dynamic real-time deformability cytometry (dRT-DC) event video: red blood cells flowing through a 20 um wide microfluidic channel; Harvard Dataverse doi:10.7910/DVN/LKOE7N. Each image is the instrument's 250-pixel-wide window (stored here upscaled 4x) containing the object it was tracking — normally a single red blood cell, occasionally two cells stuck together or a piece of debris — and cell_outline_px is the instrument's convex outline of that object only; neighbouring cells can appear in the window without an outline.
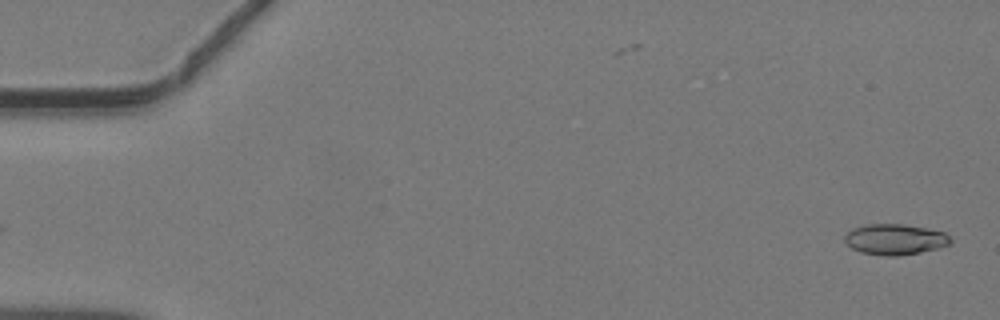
{"species": "common noctule bat (a hibernating species)", "species_latin": "Nyctalus noctula", "temperature_condition": "warm", "stored_images_in_passage": 45, "camera_frame_rate_fps": 3000, "um_per_image_px": 0.085, "animal": {"sex": "male", "body_mass_g": 19.2, "forearm_length_mm": 51.8}, "frame": {"image": 1, "passage_image": 1, "time_ms": 0.0, "image_size_px": [1000, 320], "cell_outline_px": [[952, 244], [920, 252], [900, 256], [884, 256], [860, 252], [852, 248], [844, 240], [844, 236], [852, 228], [868, 224], [904, 224], [944, 232], [952, 240]], "centroid_in_image_um": [76.06, 20.35], "position_along_channel_um": 8.9, "area_um2": 18.9}}
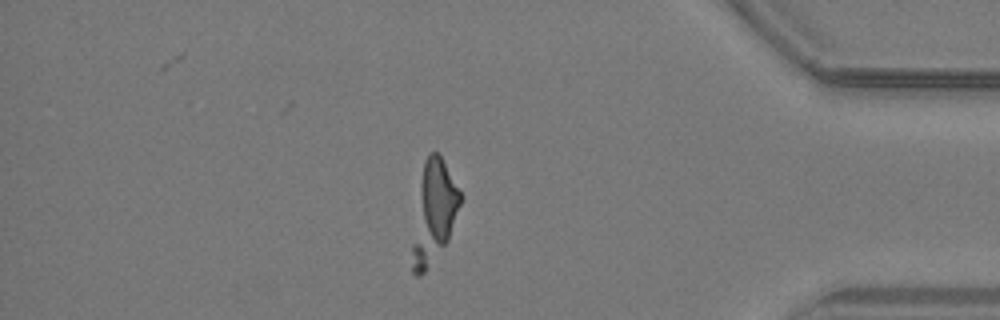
{"frame": {"image": 2, "passage_image": 39, "time_ms": 12.667, "image_size_px": [1000, 320], "cell_outline_px": [[460, 204], [448, 240], [424, 272], [420, 276], [416, 276], [412, 272], [412, 244], [420, 184], [424, 160], [428, 152], [436, 152], [440, 156], [460, 192]], "centroid_in_image_um": [36.85, 18.06], "position_along_channel_um": 398.3, "area_um2": 27.22}}
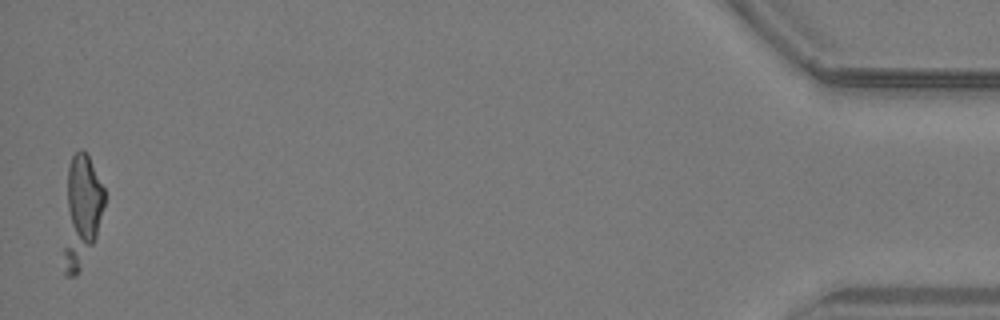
{"frame": {"image": 3, "passage_image": 45, "time_ms": 14.667, "image_size_px": [1000, 320], "cell_outline_px": [[104, 204], [96, 236], [76, 276], [64, 276], [64, 248], [68, 164], [72, 156], [80, 148], [88, 156], [104, 188]], "centroid_in_image_um": [6.91, 17.95], "position_along_channel_um": 428.3, "area_um2": 25.61}}